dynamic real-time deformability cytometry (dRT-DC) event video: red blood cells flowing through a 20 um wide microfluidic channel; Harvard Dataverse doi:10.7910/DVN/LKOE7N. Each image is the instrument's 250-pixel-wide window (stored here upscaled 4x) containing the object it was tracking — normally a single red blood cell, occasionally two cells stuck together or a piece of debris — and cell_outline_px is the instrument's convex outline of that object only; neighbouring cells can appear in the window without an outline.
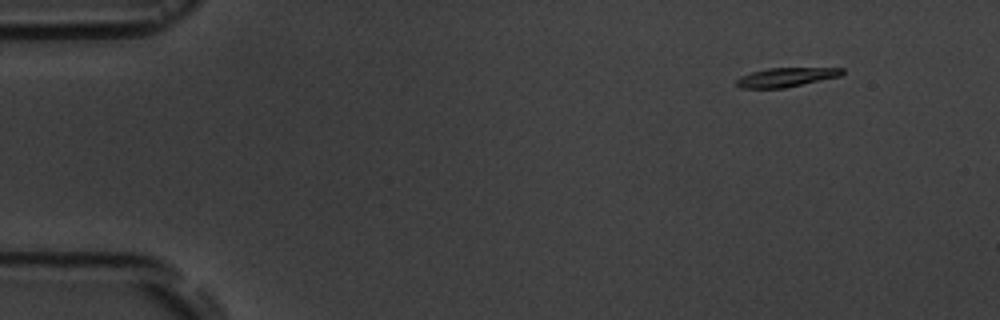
{"species": "common noctule bat (a hibernating species)", "species_latin": "Nyctalus noctula", "temperature_condition": "room temperature", "stored_images_in_passage": 4, "camera_frame_rate_fps": 3000, "um_per_image_px": 0.085, "animal": {"sex": "male", "body_mass_g": 19.5, "forearm_length_mm": 54.6}, "frame": {"image": 1, "passage_image": 1, "time_ms": 0.0, "image_size_px": [1000, 320], "cell_outline_px": [[844, 72], [840, 76], [784, 88], [740, 88], [736, 84], [736, 80], [740, 76], [752, 72], [768, 68], [844, 68]], "centroid_in_image_um": [66.8, 6.56], "position_along_channel_um": 18.2, "area_um2": 11.68}}
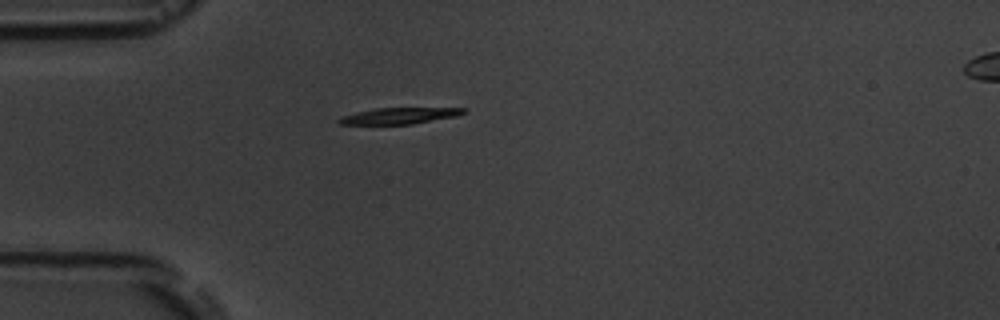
{"frame": {"image": 2, "passage_image": 4, "time_ms": 3.333, "image_size_px": [1000, 320], "cell_outline_px": [[468, 112], [456, 116], [412, 124], [340, 124], [336, 120], [344, 116], [356, 112], [376, 108], [468, 108]], "centroid_in_image_um": [34.0, 9.83], "position_along_channel_um": 51.0, "area_um2": 11.68}}